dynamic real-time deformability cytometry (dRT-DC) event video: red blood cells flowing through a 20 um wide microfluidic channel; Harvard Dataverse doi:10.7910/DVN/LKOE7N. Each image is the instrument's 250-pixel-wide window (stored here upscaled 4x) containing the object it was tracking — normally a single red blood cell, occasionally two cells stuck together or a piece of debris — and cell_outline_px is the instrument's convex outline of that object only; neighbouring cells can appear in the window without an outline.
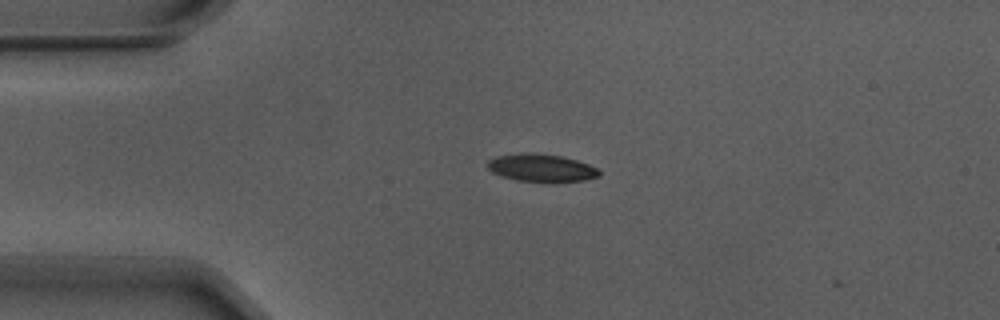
{"species": "Egyptian fruit bat (a non-hibernating species)", "species_latin": "Rousettus aegyptiacus", "temperature_condition": "warm", "stored_images_in_passage": 6, "camera_frame_rate_fps": 3000, "um_per_image_px": 0.085, "animal": {"sex": "male"}, "frame": {"image": 1, "passage_image": 2, "time_ms": 0.333, "image_size_px": [1000, 320], "cell_outline_px": [[600, 176], [584, 180], [552, 184], [516, 180], [500, 176], [492, 172], [488, 168], [488, 160], [496, 156], [520, 152], [528, 152], [560, 156], [576, 160], [588, 164], [596, 168], [600, 172]], "centroid_in_image_um": [46.0, 14.3], "position_along_channel_um": 39.0, "area_um2": 18.5}}